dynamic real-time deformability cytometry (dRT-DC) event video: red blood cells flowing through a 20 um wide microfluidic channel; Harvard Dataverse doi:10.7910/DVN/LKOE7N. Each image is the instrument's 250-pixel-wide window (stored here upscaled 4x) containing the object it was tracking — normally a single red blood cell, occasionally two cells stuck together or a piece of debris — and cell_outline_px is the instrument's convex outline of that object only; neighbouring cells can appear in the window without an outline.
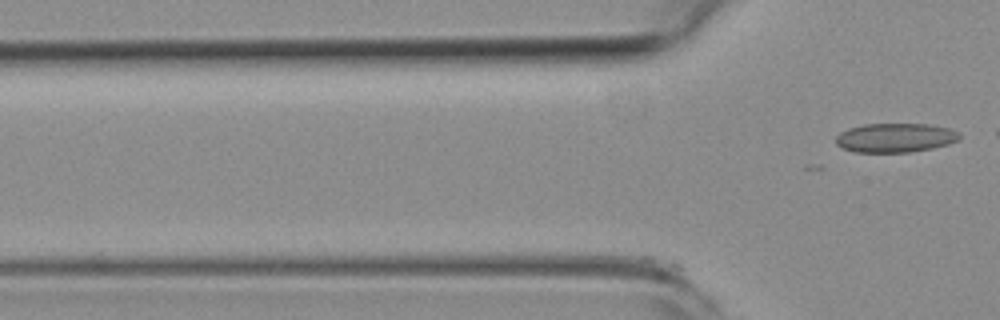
{"species": "common noctule bat (a hibernating species)", "species_latin": "Nyctalus noctula", "temperature_condition": "room temperature", "stored_images_in_passage": 12, "camera_frame_rate_fps": 3000, "um_per_image_px": 0.085, "animal": {"sex": "female", "body_mass_g": 19.3, "forearm_length_mm": 54.1}, "frame": {"image": 1, "passage_image": 12, "time_ms": 3.667, "image_size_px": [1000, 320], "cell_outline_px": [[960, 140], [948, 144], [932, 148], [912, 152], [856, 152], [844, 148], [836, 144], [836, 136], [840, 132], [848, 128], [864, 124], [928, 124], [948, 128], [960, 132]], "centroid_in_image_um": [76.12, 11.7], "position_along_channel_um": 49.7, "area_um2": 21.04}}